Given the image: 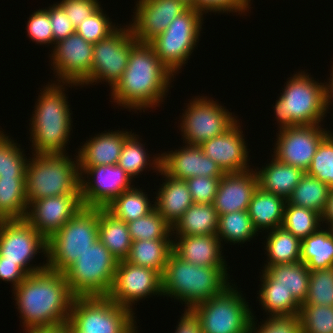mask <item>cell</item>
Masks as SVG:
<instances>
[{
	"instance_id": "cell-1",
	"label": "cell",
	"mask_w": 333,
	"mask_h": 333,
	"mask_svg": "<svg viewBox=\"0 0 333 333\" xmlns=\"http://www.w3.org/2000/svg\"><path fill=\"white\" fill-rule=\"evenodd\" d=\"M12 294L23 330L61 326L70 318L74 296L64 273L49 268L32 273Z\"/></svg>"
},
{
	"instance_id": "cell-2",
	"label": "cell",
	"mask_w": 333,
	"mask_h": 333,
	"mask_svg": "<svg viewBox=\"0 0 333 333\" xmlns=\"http://www.w3.org/2000/svg\"><path fill=\"white\" fill-rule=\"evenodd\" d=\"M174 78L148 43L137 42L131 48L121 79L110 91V102L134 113L159 107L165 102Z\"/></svg>"
},
{
	"instance_id": "cell-3",
	"label": "cell",
	"mask_w": 333,
	"mask_h": 333,
	"mask_svg": "<svg viewBox=\"0 0 333 333\" xmlns=\"http://www.w3.org/2000/svg\"><path fill=\"white\" fill-rule=\"evenodd\" d=\"M66 86L72 88L79 85L54 80L40 90L29 123L32 154H66L74 126Z\"/></svg>"
},
{
	"instance_id": "cell-4",
	"label": "cell",
	"mask_w": 333,
	"mask_h": 333,
	"mask_svg": "<svg viewBox=\"0 0 333 333\" xmlns=\"http://www.w3.org/2000/svg\"><path fill=\"white\" fill-rule=\"evenodd\" d=\"M227 272V267L195 265L172 252L161 276L162 295L174 298L184 304L185 308L192 309L232 284Z\"/></svg>"
},
{
	"instance_id": "cell-5",
	"label": "cell",
	"mask_w": 333,
	"mask_h": 333,
	"mask_svg": "<svg viewBox=\"0 0 333 333\" xmlns=\"http://www.w3.org/2000/svg\"><path fill=\"white\" fill-rule=\"evenodd\" d=\"M297 72L287 79L273 106L279 130L322 124L326 113H330L326 112L325 83L314 80L305 70Z\"/></svg>"
},
{
	"instance_id": "cell-6",
	"label": "cell",
	"mask_w": 333,
	"mask_h": 333,
	"mask_svg": "<svg viewBox=\"0 0 333 333\" xmlns=\"http://www.w3.org/2000/svg\"><path fill=\"white\" fill-rule=\"evenodd\" d=\"M25 168L28 206L41 198L80 194V171L77 155L33 154ZM71 157V158H70ZM75 159V160H74Z\"/></svg>"
},
{
	"instance_id": "cell-7",
	"label": "cell",
	"mask_w": 333,
	"mask_h": 333,
	"mask_svg": "<svg viewBox=\"0 0 333 333\" xmlns=\"http://www.w3.org/2000/svg\"><path fill=\"white\" fill-rule=\"evenodd\" d=\"M99 208L81 210L47 240V268L64 273L98 240Z\"/></svg>"
},
{
	"instance_id": "cell-8",
	"label": "cell",
	"mask_w": 333,
	"mask_h": 333,
	"mask_svg": "<svg viewBox=\"0 0 333 333\" xmlns=\"http://www.w3.org/2000/svg\"><path fill=\"white\" fill-rule=\"evenodd\" d=\"M118 260L98 239L64 272L74 297H105L111 290Z\"/></svg>"
},
{
	"instance_id": "cell-9",
	"label": "cell",
	"mask_w": 333,
	"mask_h": 333,
	"mask_svg": "<svg viewBox=\"0 0 333 333\" xmlns=\"http://www.w3.org/2000/svg\"><path fill=\"white\" fill-rule=\"evenodd\" d=\"M204 13L188 8L177 16L167 29L148 44L153 48L159 60L176 76L186 66L191 54L199 42Z\"/></svg>"
},
{
	"instance_id": "cell-10",
	"label": "cell",
	"mask_w": 333,
	"mask_h": 333,
	"mask_svg": "<svg viewBox=\"0 0 333 333\" xmlns=\"http://www.w3.org/2000/svg\"><path fill=\"white\" fill-rule=\"evenodd\" d=\"M136 313L105 297H74L69 320L82 333H139Z\"/></svg>"
},
{
	"instance_id": "cell-11",
	"label": "cell",
	"mask_w": 333,
	"mask_h": 333,
	"mask_svg": "<svg viewBox=\"0 0 333 333\" xmlns=\"http://www.w3.org/2000/svg\"><path fill=\"white\" fill-rule=\"evenodd\" d=\"M236 286L230 284L220 294L192 308L199 317L202 333H249L252 307Z\"/></svg>"
},
{
	"instance_id": "cell-12",
	"label": "cell",
	"mask_w": 333,
	"mask_h": 333,
	"mask_svg": "<svg viewBox=\"0 0 333 333\" xmlns=\"http://www.w3.org/2000/svg\"><path fill=\"white\" fill-rule=\"evenodd\" d=\"M192 99L186 109H182L185 111L178 125L185 144L201 146L209 139L225 133L239 120L234 113L209 96L198 95Z\"/></svg>"
},
{
	"instance_id": "cell-13",
	"label": "cell",
	"mask_w": 333,
	"mask_h": 333,
	"mask_svg": "<svg viewBox=\"0 0 333 333\" xmlns=\"http://www.w3.org/2000/svg\"><path fill=\"white\" fill-rule=\"evenodd\" d=\"M137 42L127 23L126 26L120 24V27L107 38L94 43L91 72L80 88L106 82L111 90L121 79L128 64L131 48Z\"/></svg>"
},
{
	"instance_id": "cell-14",
	"label": "cell",
	"mask_w": 333,
	"mask_h": 333,
	"mask_svg": "<svg viewBox=\"0 0 333 333\" xmlns=\"http://www.w3.org/2000/svg\"><path fill=\"white\" fill-rule=\"evenodd\" d=\"M38 253L47 258V240L26 219L7 220L0 226V256L3 262L18 264L30 275L47 268V260L42 265L30 264Z\"/></svg>"
},
{
	"instance_id": "cell-15",
	"label": "cell",
	"mask_w": 333,
	"mask_h": 333,
	"mask_svg": "<svg viewBox=\"0 0 333 333\" xmlns=\"http://www.w3.org/2000/svg\"><path fill=\"white\" fill-rule=\"evenodd\" d=\"M79 171L84 207L105 208L121 193L134 186V179L117 164L79 166Z\"/></svg>"
},
{
	"instance_id": "cell-16",
	"label": "cell",
	"mask_w": 333,
	"mask_h": 333,
	"mask_svg": "<svg viewBox=\"0 0 333 333\" xmlns=\"http://www.w3.org/2000/svg\"><path fill=\"white\" fill-rule=\"evenodd\" d=\"M162 295V278L154 269L118 262L113 285L107 297L114 303L133 311V304L152 296Z\"/></svg>"
},
{
	"instance_id": "cell-17",
	"label": "cell",
	"mask_w": 333,
	"mask_h": 333,
	"mask_svg": "<svg viewBox=\"0 0 333 333\" xmlns=\"http://www.w3.org/2000/svg\"><path fill=\"white\" fill-rule=\"evenodd\" d=\"M52 50L49 63L57 78L55 82L73 83L80 87L91 72L93 43L75 32L55 43Z\"/></svg>"
},
{
	"instance_id": "cell-18",
	"label": "cell",
	"mask_w": 333,
	"mask_h": 333,
	"mask_svg": "<svg viewBox=\"0 0 333 333\" xmlns=\"http://www.w3.org/2000/svg\"><path fill=\"white\" fill-rule=\"evenodd\" d=\"M324 125H299L280 129L271 154L282 163L306 172L320 142L331 132Z\"/></svg>"
},
{
	"instance_id": "cell-19",
	"label": "cell",
	"mask_w": 333,
	"mask_h": 333,
	"mask_svg": "<svg viewBox=\"0 0 333 333\" xmlns=\"http://www.w3.org/2000/svg\"><path fill=\"white\" fill-rule=\"evenodd\" d=\"M129 25L140 43H149L189 7L179 0H137Z\"/></svg>"
},
{
	"instance_id": "cell-20",
	"label": "cell",
	"mask_w": 333,
	"mask_h": 333,
	"mask_svg": "<svg viewBox=\"0 0 333 333\" xmlns=\"http://www.w3.org/2000/svg\"><path fill=\"white\" fill-rule=\"evenodd\" d=\"M82 207L81 194L44 197L28 206L25 219L48 240Z\"/></svg>"
},
{
	"instance_id": "cell-21",
	"label": "cell",
	"mask_w": 333,
	"mask_h": 333,
	"mask_svg": "<svg viewBox=\"0 0 333 333\" xmlns=\"http://www.w3.org/2000/svg\"><path fill=\"white\" fill-rule=\"evenodd\" d=\"M238 120L225 133L201 145L204 154L215 161L224 173L242 172L250 168V158L243 130Z\"/></svg>"
},
{
	"instance_id": "cell-22",
	"label": "cell",
	"mask_w": 333,
	"mask_h": 333,
	"mask_svg": "<svg viewBox=\"0 0 333 333\" xmlns=\"http://www.w3.org/2000/svg\"><path fill=\"white\" fill-rule=\"evenodd\" d=\"M180 149L160 154V169L167 175L186 180L190 177H222L224 172L204 154L201 146L184 144Z\"/></svg>"
},
{
	"instance_id": "cell-23",
	"label": "cell",
	"mask_w": 333,
	"mask_h": 333,
	"mask_svg": "<svg viewBox=\"0 0 333 333\" xmlns=\"http://www.w3.org/2000/svg\"><path fill=\"white\" fill-rule=\"evenodd\" d=\"M258 188L255 170L224 173L221 177L213 207L218 215L236 211H248L249 203Z\"/></svg>"
},
{
	"instance_id": "cell-24",
	"label": "cell",
	"mask_w": 333,
	"mask_h": 333,
	"mask_svg": "<svg viewBox=\"0 0 333 333\" xmlns=\"http://www.w3.org/2000/svg\"><path fill=\"white\" fill-rule=\"evenodd\" d=\"M172 238V252L182 260L205 267L228 266L225 255L222 253L224 244L220 242L217 235L175 236Z\"/></svg>"
},
{
	"instance_id": "cell-25",
	"label": "cell",
	"mask_w": 333,
	"mask_h": 333,
	"mask_svg": "<svg viewBox=\"0 0 333 333\" xmlns=\"http://www.w3.org/2000/svg\"><path fill=\"white\" fill-rule=\"evenodd\" d=\"M132 133L123 130H105L91 136L76 151L78 166L115 165L118 163L125 139Z\"/></svg>"
},
{
	"instance_id": "cell-26",
	"label": "cell",
	"mask_w": 333,
	"mask_h": 333,
	"mask_svg": "<svg viewBox=\"0 0 333 333\" xmlns=\"http://www.w3.org/2000/svg\"><path fill=\"white\" fill-rule=\"evenodd\" d=\"M261 272L260 287L283 288L291 292L300 305L306 301L310 269L303 262L270 265Z\"/></svg>"
},
{
	"instance_id": "cell-27",
	"label": "cell",
	"mask_w": 333,
	"mask_h": 333,
	"mask_svg": "<svg viewBox=\"0 0 333 333\" xmlns=\"http://www.w3.org/2000/svg\"><path fill=\"white\" fill-rule=\"evenodd\" d=\"M159 175L164 182L156 193L155 209L164 220L173 227L184 212L193 204V199L185 180L175 179L165 174L161 169Z\"/></svg>"
},
{
	"instance_id": "cell-28",
	"label": "cell",
	"mask_w": 333,
	"mask_h": 333,
	"mask_svg": "<svg viewBox=\"0 0 333 333\" xmlns=\"http://www.w3.org/2000/svg\"><path fill=\"white\" fill-rule=\"evenodd\" d=\"M264 166L254 168L258 187L285 200L288 199L306 173L299 168L280 162L273 156L272 160Z\"/></svg>"
},
{
	"instance_id": "cell-29",
	"label": "cell",
	"mask_w": 333,
	"mask_h": 333,
	"mask_svg": "<svg viewBox=\"0 0 333 333\" xmlns=\"http://www.w3.org/2000/svg\"><path fill=\"white\" fill-rule=\"evenodd\" d=\"M286 202L287 200L284 198L265 192L258 187L248 207V213L255 229L264 233V230L267 232L280 227Z\"/></svg>"
},
{
	"instance_id": "cell-30",
	"label": "cell",
	"mask_w": 333,
	"mask_h": 333,
	"mask_svg": "<svg viewBox=\"0 0 333 333\" xmlns=\"http://www.w3.org/2000/svg\"><path fill=\"white\" fill-rule=\"evenodd\" d=\"M218 221L212 204L193 203L172 227V236L217 235Z\"/></svg>"
},
{
	"instance_id": "cell-31",
	"label": "cell",
	"mask_w": 333,
	"mask_h": 333,
	"mask_svg": "<svg viewBox=\"0 0 333 333\" xmlns=\"http://www.w3.org/2000/svg\"><path fill=\"white\" fill-rule=\"evenodd\" d=\"M98 236L118 261L128 257L132 240L127 223L114 217L105 208H99Z\"/></svg>"
},
{
	"instance_id": "cell-32",
	"label": "cell",
	"mask_w": 333,
	"mask_h": 333,
	"mask_svg": "<svg viewBox=\"0 0 333 333\" xmlns=\"http://www.w3.org/2000/svg\"><path fill=\"white\" fill-rule=\"evenodd\" d=\"M173 239L132 241L127 262L164 273L168 258L172 253Z\"/></svg>"
},
{
	"instance_id": "cell-33",
	"label": "cell",
	"mask_w": 333,
	"mask_h": 333,
	"mask_svg": "<svg viewBox=\"0 0 333 333\" xmlns=\"http://www.w3.org/2000/svg\"><path fill=\"white\" fill-rule=\"evenodd\" d=\"M300 262L310 271L333 267V234L327 226L301 241Z\"/></svg>"
},
{
	"instance_id": "cell-34",
	"label": "cell",
	"mask_w": 333,
	"mask_h": 333,
	"mask_svg": "<svg viewBox=\"0 0 333 333\" xmlns=\"http://www.w3.org/2000/svg\"><path fill=\"white\" fill-rule=\"evenodd\" d=\"M265 233L268 234L264 236V252L267 255L264 267L300 262L301 241L296 236L282 226Z\"/></svg>"
},
{
	"instance_id": "cell-35",
	"label": "cell",
	"mask_w": 333,
	"mask_h": 333,
	"mask_svg": "<svg viewBox=\"0 0 333 333\" xmlns=\"http://www.w3.org/2000/svg\"><path fill=\"white\" fill-rule=\"evenodd\" d=\"M139 136L133 132L125 139L117 163L132 179L141 174L145 168L155 170L157 175L160 170V153L150 159L151 155L148 154L147 148L145 149L146 144L141 143L142 138Z\"/></svg>"
},
{
	"instance_id": "cell-36",
	"label": "cell",
	"mask_w": 333,
	"mask_h": 333,
	"mask_svg": "<svg viewBox=\"0 0 333 333\" xmlns=\"http://www.w3.org/2000/svg\"><path fill=\"white\" fill-rule=\"evenodd\" d=\"M143 191L134 185L131 189L121 193L105 209L126 223L146 216L154 209L155 205L150 201L149 194Z\"/></svg>"
},
{
	"instance_id": "cell-37",
	"label": "cell",
	"mask_w": 333,
	"mask_h": 333,
	"mask_svg": "<svg viewBox=\"0 0 333 333\" xmlns=\"http://www.w3.org/2000/svg\"><path fill=\"white\" fill-rule=\"evenodd\" d=\"M28 211L25 177H0V212L7 219H25Z\"/></svg>"
},
{
	"instance_id": "cell-38",
	"label": "cell",
	"mask_w": 333,
	"mask_h": 333,
	"mask_svg": "<svg viewBox=\"0 0 333 333\" xmlns=\"http://www.w3.org/2000/svg\"><path fill=\"white\" fill-rule=\"evenodd\" d=\"M258 234L248 211H236L219 215L217 237L222 243L244 244L250 242Z\"/></svg>"
},
{
	"instance_id": "cell-39",
	"label": "cell",
	"mask_w": 333,
	"mask_h": 333,
	"mask_svg": "<svg viewBox=\"0 0 333 333\" xmlns=\"http://www.w3.org/2000/svg\"><path fill=\"white\" fill-rule=\"evenodd\" d=\"M330 187L306 173L287 199L291 205L309 208L323 214L329 196Z\"/></svg>"
},
{
	"instance_id": "cell-40",
	"label": "cell",
	"mask_w": 333,
	"mask_h": 333,
	"mask_svg": "<svg viewBox=\"0 0 333 333\" xmlns=\"http://www.w3.org/2000/svg\"><path fill=\"white\" fill-rule=\"evenodd\" d=\"M321 222V215L316 211L286 202L281 226L300 241L323 226Z\"/></svg>"
},
{
	"instance_id": "cell-41",
	"label": "cell",
	"mask_w": 333,
	"mask_h": 333,
	"mask_svg": "<svg viewBox=\"0 0 333 333\" xmlns=\"http://www.w3.org/2000/svg\"><path fill=\"white\" fill-rule=\"evenodd\" d=\"M257 299L267 317L298 315L301 305L283 288L260 287Z\"/></svg>"
},
{
	"instance_id": "cell-42",
	"label": "cell",
	"mask_w": 333,
	"mask_h": 333,
	"mask_svg": "<svg viewBox=\"0 0 333 333\" xmlns=\"http://www.w3.org/2000/svg\"><path fill=\"white\" fill-rule=\"evenodd\" d=\"M132 241L173 239L172 227L154 208L146 216L127 223Z\"/></svg>"
},
{
	"instance_id": "cell-43",
	"label": "cell",
	"mask_w": 333,
	"mask_h": 333,
	"mask_svg": "<svg viewBox=\"0 0 333 333\" xmlns=\"http://www.w3.org/2000/svg\"><path fill=\"white\" fill-rule=\"evenodd\" d=\"M0 130V177H25L27 159L22 145Z\"/></svg>"
},
{
	"instance_id": "cell-44",
	"label": "cell",
	"mask_w": 333,
	"mask_h": 333,
	"mask_svg": "<svg viewBox=\"0 0 333 333\" xmlns=\"http://www.w3.org/2000/svg\"><path fill=\"white\" fill-rule=\"evenodd\" d=\"M308 286L302 305L333 306V267L310 271Z\"/></svg>"
},
{
	"instance_id": "cell-45",
	"label": "cell",
	"mask_w": 333,
	"mask_h": 333,
	"mask_svg": "<svg viewBox=\"0 0 333 333\" xmlns=\"http://www.w3.org/2000/svg\"><path fill=\"white\" fill-rule=\"evenodd\" d=\"M302 333H333V306L301 305Z\"/></svg>"
},
{
	"instance_id": "cell-46",
	"label": "cell",
	"mask_w": 333,
	"mask_h": 333,
	"mask_svg": "<svg viewBox=\"0 0 333 333\" xmlns=\"http://www.w3.org/2000/svg\"><path fill=\"white\" fill-rule=\"evenodd\" d=\"M306 174L333 187V132L320 142Z\"/></svg>"
},
{
	"instance_id": "cell-47",
	"label": "cell",
	"mask_w": 333,
	"mask_h": 333,
	"mask_svg": "<svg viewBox=\"0 0 333 333\" xmlns=\"http://www.w3.org/2000/svg\"><path fill=\"white\" fill-rule=\"evenodd\" d=\"M103 8H99L90 17L82 20L80 25L75 28V32L82 36L87 42L97 43L100 40L107 38L118 27V23L114 24L109 15ZM108 15V16H107Z\"/></svg>"
},
{
	"instance_id": "cell-48",
	"label": "cell",
	"mask_w": 333,
	"mask_h": 333,
	"mask_svg": "<svg viewBox=\"0 0 333 333\" xmlns=\"http://www.w3.org/2000/svg\"><path fill=\"white\" fill-rule=\"evenodd\" d=\"M255 317L253 314L249 333H302L299 315L265 317L261 325H256Z\"/></svg>"
},
{
	"instance_id": "cell-49",
	"label": "cell",
	"mask_w": 333,
	"mask_h": 333,
	"mask_svg": "<svg viewBox=\"0 0 333 333\" xmlns=\"http://www.w3.org/2000/svg\"><path fill=\"white\" fill-rule=\"evenodd\" d=\"M30 14L27 21V36L36 44L53 45V33L49 14L46 9L42 8Z\"/></svg>"
},
{
	"instance_id": "cell-50",
	"label": "cell",
	"mask_w": 333,
	"mask_h": 333,
	"mask_svg": "<svg viewBox=\"0 0 333 333\" xmlns=\"http://www.w3.org/2000/svg\"><path fill=\"white\" fill-rule=\"evenodd\" d=\"M221 177L197 176L186 179L193 203L212 204Z\"/></svg>"
},
{
	"instance_id": "cell-51",
	"label": "cell",
	"mask_w": 333,
	"mask_h": 333,
	"mask_svg": "<svg viewBox=\"0 0 333 333\" xmlns=\"http://www.w3.org/2000/svg\"><path fill=\"white\" fill-rule=\"evenodd\" d=\"M252 0H195V9L204 14L211 13H238L240 16L245 14L251 8Z\"/></svg>"
},
{
	"instance_id": "cell-52",
	"label": "cell",
	"mask_w": 333,
	"mask_h": 333,
	"mask_svg": "<svg viewBox=\"0 0 333 333\" xmlns=\"http://www.w3.org/2000/svg\"><path fill=\"white\" fill-rule=\"evenodd\" d=\"M57 3L65 11L75 28L82 20L90 17L101 7L99 0H60Z\"/></svg>"
},
{
	"instance_id": "cell-53",
	"label": "cell",
	"mask_w": 333,
	"mask_h": 333,
	"mask_svg": "<svg viewBox=\"0 0 333 333\" xmlns=\"http://www.w3.org/2000/svg\"><path fill=\"white\" fill-rule=\"evenodd\" d=\"M55 3L45 8L51 21L53 44L75 33V27L73 26L70 18L67 16L62 7L57 2Z\"/></svg>"
},
{
	"instance_id": "cell-54",
	"label": "cell",
	"mask_w": 333,
	"mask_h": 333,
	"mask_svg": "<svg viewBox=\"0 0 333 333\" xmlns=\"http://www.w3.org/2000/svg\"><path fill=\"white\" fill-rule=\"evenodd\" d=\"M27 276L28 274L18 264L3 262V257L0 256V281L11 283L12 290Z\"/></svg>"
},
{
	"instance_id": "cell-55",
	"label": "cell",
	"mask_w": 333,
	"mask_h": 333,
	"mask_svg": "<svg viewBox=\"0 0 333 333\" xmlns=\"http://www.w3.org/2000/svg\"><path fill=\"white\" fill-rule=\"evenodd\" d=\"M178 320L174 333H202L201 322L193 309L185 308Z\"/></svg>"
},
{
	"instance_id": "cell-56",
	"label": "cell",
	"mask_w": 333,
	"mask_h": 333,
	"mask_svg": "<svg viewBox=\"0 0 333 333\" xmlns=\"http://www.w3.org/2000/svg\"><path fill=\"white\" fill-rule=\"evenodd\" d=\"M323 226H329L333 222V187L330 188L326 208L321 215ZM325 223V224H324Z\"/></svg>"
},
{
	"instance_id": "cell-57",
	"label": "cell",
	"mask_w": 333,
	"mask_h": 333,
	"mask_svg": "<svg viewBox=\"0 0 333 333\" xmlns=\"http://www.w3.org/2000/svg\"><path fill=\"white\" fill-rule=\"evenodd\" d=\"M331 69L330 72L332 73L330 74V77H328V82H325L326 112L331 109L329 107L333 106V64L331 65ZM332 116L333 115H331V117Z\"/></svg>"
},
{
	"instance_id": "cell-58",
	"label": "cell",
	"mask_w": 333,
	"mask_h": 333,
	"mask_svg": "<svg viewBox=\"0 0 333 333\" xmlns=\"http://www.w3.org/2000/svg\"><path fill=\"white\" fill-rule=\"evenodd\" d=\"M25 333H66L65 324L51 328H35L25 330Z\"/></svg>"
},
{
	"instance_id": "cell-59",
	"label": "cell",
	"mask_w": 333,
	"mask_h": 333,
	"mask_svg": "<svg viewBox=\"0 0 333 333\" xmlns=\"http://www.w3.org/2000/svg\"><path fill=\"white\" fill-rule=\"evenodd\" d=\"M187 5L189 8H195V0H179Z\"/></svg>"
},
{
	"instance_id": "cell-60",
	"label": "cell",
	"mask_w": 333,
	"mask_h": 333,
	"mask_svg": "<svg viewBox=\"0 0 333 333\" xmlns=\"http://www.w3.org/2000/svg\"><path fill=\"white\" fill-rule=\"evenodd\" d=\"M6 221L7 219L0 212V226H2Z\"/></svg>"
},
{
	"instance_id": "cell-61",
	"label": "cell",
	"mask_w": 333,
	"mask_h": 333,
	"mask_svg": "<svg viewBox=\"0 0 333 333\" xmlns=\"http://www.w3.org/2000/svg\"><path fill=\"white\" fill-rule=\"evenodd\" d=\"M327 228H329L331 233L333 234V222Z\"/></svg>"
}]
</instances>
